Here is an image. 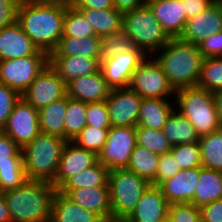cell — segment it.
Instances as JSON below:
<instances>
[{
  "label": "cell",
  "instance_id": "49",
  "mask_svg": "<svg viewBox=\"0 0 222 222\" xmlns=\"http://www.w3.org/2000/svg\"><path fill=\"white\" fill-rule=\"evenodd\" d=\"M202 222H222V199L200 208Z\"/></svg>",
  "mask_w": 222,
  "mask_h": 222
},
{
  "label": "cell",
  "instance_id": "40",
  "mask_svg": "<svg viewBox=\"0 0 222 222\" xmlns=\"http://www.w3.org/2000/svg\"><path fill=\"white\" fill-rule=\"evenodd\" d=\"M108 130L109 129H97L86 125L73 142H75L79 147L98 155L105 145Z\"/></svg>",
  "mask_w": 222,
  "mask_h": 222
},
{
  "label": "cell",
  "instance_id": "57",
  "mask_svg": "<svg viewBox=\"0 0 222 222\" xmlns=\"http://www.w3.org/2000/svg\"><path fill=\"white\" fill-rule=\"evenodd\" d=\"M219 4H220V6L222 7V0H216Z\"/></svg>",
  "mask_w": 222,
  "mask_h": 222
},
{
  "label": "cell",
  "instance_id": "50",
  "mask_svg": "<svg viewBox=\"0 0 222 222\" xmlns=\"http://www.w3.org/2000/svg\"><path fill=\"white\" fill-rule=\"evenodd\" d=\"M184 3L187 20L197 16L215 0H181Z\"/></svg>",
  "mask_w": 222,
  "mask_h": 222
},
{
  "label": "cell",
  "instance_id": "6",
  "mask_svg": "<svg viewBox=\"0 0 222 222\" xmlns=\"http://www.w3.org/2000/svg\"><path fill=\"white\" fill-rule=\"evenodd\" d=\"M123 30L130 37L133 47L146 56H153L171 39L147 4L124 13Z\"/></svg>",
  "mask_w": 222,
  "mask_h": 222
},
{
  "label": "cell",
  "instance_id": "54",
  "mask_svg": "<svg viewBox=\"0 0 222 222\" xmlns=\"http://www.w3.org/2000/svg\"><path fill=\"white\" fill-rule=\"evenodd\" d=\"M213 95L218 118L222 125V90L213 93Z\"/></svg>",
  "mask_w": 222,
  "mask_h": 222
},
{
  "label": "cell",
  "instance_id": "22",
  "mask_svg": "<svg viewBox=\"0 0 222 222\" xmlns=\"http://www.w3.org/2000/svg\"><path fill=\"white\" fill-rule=\"evenodd\" d=\"M66 196L78 206L96 213L104 221H112L109 186L81 187L71 190Z\"/></svg>",
  "mask_w": 222,
  "mask_h": 222
},
{
  "label": "cell",
  "instance_id": "53",
  "mask_svg": "<svg viewBox=\"0 0 222 222\" xmlns=\"http://www.w3.org/2000/svg\"><path fill=\"white\" fill-rule=\"evenodd\" d=\"M0 222H11L9 209L7 208L3 193H0Z\"/></svg>",
  "mask_w": 222,
  "mask_h": 222
},
{
  "label": "cell",
  "instance_id": "30",
  "mask_svg": "<svg viewBox=\"0 0 222 222\" xmlns=\"http://www.w3.org/2000/svg\"><path fill=\"white\" fill-rule=\"evenodd\" d=\"M80 9L85 17L88 19L90 25H92L96 36L103 38L106 35H110L113 32H117L123 29V17L124 13L117 9Z\"/></svg>",
  "mask_w": 222,
  "mask_h": 222
},
{
  "label": "cell",
  "instance_id": "42",
  "mask_svg": "<svg viewBox=\"0 0 222 222\" xmlns=\"http://www.w3.org/2000/svg\"><path fill=\"white\" fill-rule=\"evenodd\" d=\"M86 122L97 129H109L110 116L106 101L87 103Z\"/></svg>",
  "mask_w": 222,
  "mask_h": 222
},
{
  "label": "cell",
  "instance_id": "21",
  "mask_svg": "<svg viewBox=\"0 0 222 222\" xmlns=\"http://www.w3.org/2000/svg\"><path fill=\"white\" fill-rule=\"evenodd\" d=\"M200 170L201 167L180 170L172 178L159 185L169 204L193 201Z\"/></svg>",
  "mask_w": 222,
  "mask_h": 222
},
{
  "label": "cell",
  "instance_id": "19",
  "mask_svg": "<svg viewBox=\"0 0 222 222\" xmlns=\"http://www.w3.org/2000/svg\"><path fill=\"white\" fill-rule=\"evenodd\" d=\"M66 89L69 98L86 103L105 101L112 91L101 69L91 75L72 79L66 84Z\"/></svg>",
  "mask_w": 222,
  "mask_h": 222
},
{
  "label": "cell",
  "instance_id": "14",
  "mask_svg": "<svg viewBox=\"0 0 222 222\" xmlns=\"http://www.w3.org/2000/svg\"><path fill=\"white\" fill-rule=\"evenodd\" d=\"M142 99L130 88L112 89L105 100L111 127H136Z\"/></svg>",
  "mask_w": 222,
  "mask_h": 222
},
{
  "label": "cell",
  "instance_id": "34",
  "mask_svg": "<svg viewBox=\"0 0 222 222\" xmlns=\"http://www.w3.org/2000/svg\"><path fill=\"white\" fill-rule=\"evenodd\" d=\"M87 103L71 99L67 96V108L65 113V140L74 141L86 127Z\"/></svg>",
  "mask_w": 222,
  "mask_h": 222
},
{
  "label": "cell",
  "instance_id": "24",
  "mask_svg": "<svg viewBox=\"0 0 222 222\" xmlns=\"http://www.w3.org/2000/svg\"><path fill=\"white\" fill-rule=\"evenodd\" d=\"M50 222H105L99 215L78 206L56 191L52 201Z\"/></svg>",
  "mask_w": 222,
  "mask_h": 222
},
{
  "label": "cell",
  "instance_id": "51",
  "mask_svg": "<svg viewBox=\"0 0 222 222\" xmlns=\"http://www.w3.org/2000/svg\"><path fill=\"white\" fill-rule=\"evenodd\" d=\"M69 3L75 8L88 9H113V0H69Z\"/></svg>",
  "mask_w": 222,
  "mask_h": 222
},
{
  "label": "cell",
  "instance_id": "36",
  "mask_svg": "<svg viewBox=\"0 0 222 222\" xmlns=\"http://www.w3.org/2000/svg\"><path fill=\"white\" fill-rule=\"evenodd\" d=\"M197 87L211 93L222 90V56L204 59Z\"/></svg>",
  "mask_w": 222,
  "mask_h": 222
},
{
  "label": "cell",
  "instance_id": "3",
  "mask_svg": "<svg viewBox=\"0 0 222 222\" xmlns=\"http://www.w3.org/2000/svg\"><path fill=\"white\" fill-rule=\"evenodd\" d=\"M56 187L49 181L27 180L3 192L11 222H50Z\"/></svg>",
  "mask_w": 222,
  "mask_h": 222
},
{
  "label": "cell",
  "instance_id": "48",
  "mask_svg": "<svg viewBox=\"0 0 222 222\" xmlns=\"http://www.w3.org/2000/svg\"><path fill=\"white\" fill-rule=\"evenodd\" d=\"M18 6L15 0H0V30L17 21Z\"/></svg>",
  "mask_w": 222,
  "mask_h": 222
},
{
  "label": "cell",
  "instance_id": "23",
  "mask_svg": "<svg viewBox=\"0 0 222 222\" xmlns=\"http://www.w3.org/2000/svg\"><path fill=\"white\" fill-rule=\"evenodd\" d=\"M49 64L65 84L100 69V62L97 59L85 56H49Z\"/></svg>",
  "mask_w": 222,
  "mask_h": 222
},
{
  "label": "cell",
  "instance_id": "26",
  "mask_svg": "<svg viewBox=\"0 0 222 222\" xmlns=\"http://www.w3.org/2000/svg\"><path fill=\"white\" fill-rule=\"evenodd\" d=\"M170 101L160 98H143L138 113L137 126L162 130L173 108Z\"/></svg>",
  "mask_w": 222,
  "mask_h": 222
},
{
  "label": "cell",
  "instance_id": "4",
  "mask_svg": "<svg viewBox=\"0 0 222 222\" xmlns=\"http://www.w3.org/2000/svg\"><path fill=\"white\" fill-rule=\"evenodd\" d=\"M66 142L60 137L40 132L24 147L23 165L28 180L52 182L56 177Z\"/></svg>",
  "mask_w": 222,
  "mask_h": 222
},
{
  "label": "cell",
  "instance_id": "7",
  "mask_svg": "<svg viewBox=\"0 0 222 222\" xmlns=\"http://www.w3.org/2000/svg\"><path fill=\"white\" fill-rule=\"evenodd\" d=\"M150 183L134 172L114 169L109 172L108 186L112 221H125L135 210L144 191Z\"/></svg>",
  "mask_w": 222,
  "mask_h": 222
},
{
  "label": "cell",
  "instance_id": "38",
  "mask_svg": "<svg viewBox=\"0 0 222 222\" xmlns=\"http://www.w3.org/2000/svg\"><path fill=\"white\" fill-rule=\"evenodd\" d=\"M27 180L23 163L0 164V193L18 188Z\"/></svg>",
  "mask_w": 222,
  "mask_h": 222
},
{
  "label": "cell",
  "instance_id": "43",
  "mask_svg": "<svg viewBox=\"0 0 222 222\" xmlns=\"http://www.w3.org/2000/svg\"><path fill=\"white\" fill-rule=\"evenodd\" d=\"M172 222H202L200 208L192 203L169 204V214Z\"/></svg>",
  "mask_w": 222,
  "mask_h": 222
},
{
  "label": "cell",
  "instance_id": "31",
  "mask_svg": "<svg viewBox=\"0 0 222 222\" xmlns=\"http://www.w3.org/2000/svg\"><path fill=\"white\" fill-rule=\"evenodd\" d=\"M109 170L98 161L89 168L69 177L58 189L64 195L71 190L86 187L108 186Z\"/></svg>",
  "mask_w": 222,
  "mask_h": 222
},
{
  "label": "cell",
  "instance_id": "29",
  "mask_svg": "<svg viewBox=\"0 0 222 222\" xmlns=\"http://www.w3.org/2000/svg\"><path fill=\"white\" fill-rule=\"evenodd\" d=\"M171 146L199 143L200 136L190 121L175 109L162 129Z\"/></svg>",
  "mask_w": 222,
  "mask_h": 222
},
{
  "label": "cell",
  "instance_id": "1",
  "mask_svg": "<svg viewBox=\"0 0 222 222\" xmlns=\"http://www.w3.org/2000/svg\"><path fill=\"white\" fill-rule=\"evenodd\" d=\"M68 0H31L21 3L17 22L39 50L48 55L63 36V21Z\"/></svg>",
  "mask_w": 222,
  "mask_h": 222
},
{
  "label": "cell",
  "instance_id": "45",
  "mask_svg": "<svg viewBox=\"0 0 222 222\" xmlns=\"http://www.w3.org/2000/svg\"><path fill=\"white\" fill-rule=\"evenodd\" d=\"M23 163L22 149L0 130V164Z\"/></svg>",
  "mask_w": 222,
  "mask_h": 222
},
{
  "label": "cell",
  "instance_id": "32",
  "mask_svg": "<svg viewBox=\"0 0 222 222\" xmlns=\"http://www.w3.org/2000/svg\"><path fill=\"white\" fill-rule=\"evenodd\" d=\"M202 167L222 172V128L199 139Z\"/></svg>",
  "mask_w": 222,
  "mask_h": 222
},
{
  "label": "cell",
  "instance_id": "15",
  "mask_svg": "<svg viewBox=\"0 0 222 222\" xmlns=\"http://www.w3.org/2000/svg\"><path fill=\"white\" fill-rule=\"evenodd\" d=\"M222 31V7L215 0L197 16L187 20L180 39L198 45L211 34Z\"/></svg>",
  "mask_w": 222,
  "mask_h": 222
},
{
  "label": "cell",
  "instance_id": "52",
  "mask_svg": "<svg viewBox=\"0 0 222 222\" xmlns=\"http://www.w3.org/2000/svg\"><path fill=\"white\" fill-rule=\"evenodd\" d=\"M115 9L125 13L146 4L144 0H113Z\"/></svg>",
  "mask_w": 222,
  "mask_h": 222
},
{
  "label": "cell",
  "instance_id": "37",
  "mask_svg": "<svg viewBox=\"0 0 222 222\" xmlns=\"http://www.w3.org/2000/svg\"><path fill=\"white\" fill-rule=\"evenodd\" d=\"M137 145L146 148L157 155L170 152L172 146L162 130L136 126Z\"/></svg>",
  "mask_w": 222,
  "mask_h": 222
},
{
  "label": "cell",
  "instance_id": "18",
  "mask_svg": "<svg viewBox=\"0 0 222 222\" xmlns=\"http://www.w3.org/2000/svg\"><path fill=\"white\" fill-rule=\"evenodd\" d=\"M154 16L170 38H180L187 17L181 0H149L146 2Z\"/></svg>",
  "mask_w": 222,
  "mask_h": 222
},
{
  "label": "cell",
  "instance_id": "25",
  "mask_svg": "<svg viewBox=\"0 0 222 222\" xmlns=\"http://www.w3.org/2000/svg\"><path fill=\"white\" fill-rule=\"evenodd\" d=\"M49 56H85L95 58L100 62L102 38L96 35L85 38L62 37Z\"/></svg>",
  "mask_w": 222,
  "mask_h": 222
},
{
  "label": "cell",
  "instance_id": "35",
  "mask_svg": "<svg viewBox=\"0 0 222 222\" xmlns=\"http://www.w3.org/2000/svg\"><path fill=\"white\" fill-rule=\"evenodd\" d=\"M94 35H96L95 31L83 12L72 6L68 0L62 37L85 38Z\"/></svg>",
  "mask_w": 222,
  "mask_h": 222
},
{
  "label": "cell",
  "instance_id": "56",
  "mask_svg": "<svg viewBox=\"0 0 222 222\" xmlns=\"http://www.w3.org/2000/svg\"><path fill=\"white\" fill-rule=\"evenodd\" d=\"M15 1H17L19 4H21V3L29 2L31 0H15Z\"/></svg>",
  "mask_w": 222,
  "mask_h": 222
},
{
  "label": "cell",
  "instance_id": "10",
  "mask_svg": "<svg viewBox=\"0 0 222 222\" xmlns=\"http://www.w3.org/2000/svg\"><path fill=\"white\" fill-rule=\"evenodd\" d=\"M49 63V55L0 61V83L22 94Z\"/></svg>",
  "mask_w": 222,
  "mask_h": 222
},
{
  "label": "cell",
  "instance_id": "41",
  "mask_svg": "<svg viewBox=\"0 0 222 222\" xmlns=\"http://www.w3.org/2000/svg\"><path fill=\"white\" fill-rule=\"evenodd\" d=\"M130 37L122 29L102 38V58H109L132 49Z\"/></svg>",
  "mask_w": 222,
  "mask_h": 222
},
{
  "label": "cell",
  "instance_id": "13",
  "mask_svg": "<svg viewBox=\"0 0 222 222\" xmlns=\"http://www.w3.org/2000/svg\"><path fill=\"white\" fill-rule=\"evenodd\" d=\"M145 58L140 49L133 47L125 53L102 58L100 69L112 89L129 88L133 72Z\"/></svg>",
  "mask_w": 222,
  "mask_h": 222
},
{
  "label": "cell",
  "instance_id": "5",
  "mask_svg": "<svg viewBox=\"0 0 222 222\" xmlns=\"http://www.w3.org/2000/svg\"><path fill=\"white\" fill-rule=\"evenodd\" d=\"M174 98L176 110L190 121L200 137L222 128L210 91L198 87L181 88L176 90Z\"/></svg>",
  "mask_w": 222,
  "mask_h": 222
},
{
  "label": "cell",
  "instance_id": "39",
  "mask_svg": "<svg viewBox=\"0 0 222 222\" xmlns=\"http://www.w3.org/2000/svg\"><path fill=\"white\" fill-rule=\"evenodd\" d=\"M170 152L180 170L202 166L199 143L175 145Z\"/></svg>",
  "mask_w": 222,
  "mask_h": 222
},
{
  "label": "cell",
  "instance_id": "47",
  "mask_svg": "<svg viewBox=\"0 0 222 222\" xmlns=\"http://www.w3.org/2000/svg\"><path fill=\"white\" fill-rule=\"evenodd\" d=\"M198 48L205 58L222 56V31L211 34Z\"/></svg>",
  "mask_w": 222,
  "mask_h": 222
},
{
  "label": "cell",
  "instance_id": "46",
  "mask_svg": "<svg viewBox=\"0 0 222 222\" xmlns=\"http://www.w3.org/2000/svg\"><path fill=\"white\" fill-rule=\"evenodd\" d=\"M180 171L176 159H174L171 152L160 155L155 176V185L159 186L162 182L172 178Z\"/></svg>",
  "mask_w": 222,
  "mask_h": 222
},
{
  "label": "cell",
  "instance_id": "8",
  "mask_svg": "<svg viewBox=\"0 0 222 222\" xmlns=\"http://www.w3.org/2000/svg\"><path fill=\"white\" fill-rule=\"evenodd\" d=\"M149 57L146 56L133 72L129 88L142 98L169 99L172 94L175 96L176 90L169 83L161 65L154 57Z\"/></svg>",
  "mask_w": 222,
  "mask_h": 222
},
{
  "label": "cell",
  "instance_id": "9",
  "mask_svg": "<svg viewBox=\"0 0 222 222\" xmlns=\"http://www.w3.org/2000/svg\"><path fill=\"white\" fill-rule=\"evenodd\" d=\"M136 144V127H110L98 162L109 171L127 168Z\"/></svg>",
  "mask_w": 222,
  "mask_h": 222
},
{
  "label": "cell",
  "instance_id": "11",
  "mask_svg": "<svg viewBox=\"0 0 222 222\" xmlns=\"http://www.w3.org/2000/svg\"><path fill=\"white\" fill-rule=\"evenodd\" d=\"M38 113L39 110L21 97L2 131L23 149L40 133Z\"/></svg>",
  "mask_w": 222,
  "mask_h": 222
},
{
  "label": "cell",
  "instance_id": "2",
  "mask_svg": "<svg viewBox=\"0 0 222 222\" xmlns=\"http://www.w3.org/2000/svg\"><path fill=\"white\" fill-rule=\"evenodd\" d=\"M153 57L175 90L197 87L205 59L198 45L184 42L180 38H171Z\"/></svg>",
  "mask_w": 222,
  "mask_h": 222
},
{
  "label": "cell",
  "instance_id": "28",
  "mask_svg": "<svg viewBox=\"0 0 222 222\" xmlns=\"http://www.w3.org/2000/svg\"><path fill=\"white\" fill-rule=\"evenodd\" d=\"M67 108V94L41 108L38 113L40 132L65 139L64 118Z\"/></svg>",
  "mask_w": 222,
  "mask_h": 222
},
{
  "label": "cell",
  "instance_id": "17",
  "mask_svg": "<svg viewBox=\"0 0 222 222\" xmlns=\"http://www.w3.org/2000/svg\"><path fill=\"white\" fill-rule=\"evenodd\" d=\"M32 55H48L39 50L16 21L0 30V61Z\"/></svg>",
  "mask_w": 222,
  "mask_h": 222
},
{
  "label": "cell",
  "instance_id": "44",
  "mask_svg": "<svg viewBox=\"0 0 222 222\" xmlns=\"http://www.w3.org/2000/svg\"><path fill=\"white\" fill-rule=\"evenodd\" d=\"M20 98L21 94L18 91L0 83V130L6 125L8 117Z\"/></svg>",
  "mask_w": 222,
  "mask_h": 222
},
{
  "label": "cell",
  "instance_id": "20",
  "mask_svg": "<svg viewBox=\"0 0 222 222\" xmlns=\"http://www.w3.org/2000/svg\"><path fill=\"white\" fill-rule=\"evenodd\" d=\"M169 214V202L159 186L150 184L144 191L135 210L124 222H160Z\"/></svg>",
  "mask_w": 222,
  "mask_h": 222
},
{
  "label": "cell",
  "instance_id": "16",
  "mask_svg": "<svg viewBox=\"0 0 222 222\" xmlns=\"http://www.w3.org/2000/svg\"><path fill=\"white\" fill-rule=\"evenodd\" d=\"M97 161L98 156L94 152L79 147L73 141H67L61 153L56 177L51 183L58 189L69 177L92 167Z\"/></svg>",
  "mask_w": 222,
  "mask_h": 222
},
{
  "label": "cell",
  "instance_id": "58",
  "mask_svg": "<svg viewBox=\"0 0 222 222\" xmlns=\"http://www.w3.org/2000/svg\"><path fill=\"white\" fill-rule=\"evenodd\" d=\"M107 222H124V221H107Z\"/></svg>",
  "mask_w": 222,
  "mask_h": 222
},
{
  "label": "cell",
  "instance_id": "33",
  "mask_svg": "<svg viewBox=\"0 0 222 222\" xmlns=\"http://www.w3.org/2000/svg\"><path fill=\"white\" fill-rule=\"evenodd\" d=\"M159 158V155L136 144L135 149L132 151L127 169L134 172L139 177L146 179L150 184L155 185Z\"/></svg>",
  "mask_w": 222,
  "mask_h": 222
},
{
  "label": "cell",
  "instance_id": "12",
  "mask_svg": "<svg viewBox=\"0 0 222 222\" xmlns=\"http://www.w3.org/2000/svg\"><path fill=\"white\" fill-rule=\"evenodd\" d=\"M67 94L66 84L48 63L30 86L21 94L37 110Z\"/></svg>",
  "mask_w": 222,
  "mask_h": 222
},
{
  "label": "cell",
  "instance_id": "27",
  "mask_svg": "<svg viewBox=\"0 0 222 222\" xmlns=\"http://www.w3.org/2000/svg\"><path fill=\"white\" fill-rule=\"evenodd\" d=\"M218 199H222V172L201 166L194 199L191 203L197 208H202Z\"/></svg>",
  "mask_w": 222,
  "mask_h": 222
},
{
  "label": "cell",
  "instance_id": "55",
  "mask_svg": "<svg viewBox=\"0 0 222 222\" xmlns=\"http://www.w3.org/2000/svg\"><path fill=\"white\" fill-rule=\"evenodd\" d=\"M160 222H172V221H171L170 217L168 216L167 218L163 219Z\"/></svg>",
  "mask_w": 222,
  "mask_h": 222
}]
</instances>
